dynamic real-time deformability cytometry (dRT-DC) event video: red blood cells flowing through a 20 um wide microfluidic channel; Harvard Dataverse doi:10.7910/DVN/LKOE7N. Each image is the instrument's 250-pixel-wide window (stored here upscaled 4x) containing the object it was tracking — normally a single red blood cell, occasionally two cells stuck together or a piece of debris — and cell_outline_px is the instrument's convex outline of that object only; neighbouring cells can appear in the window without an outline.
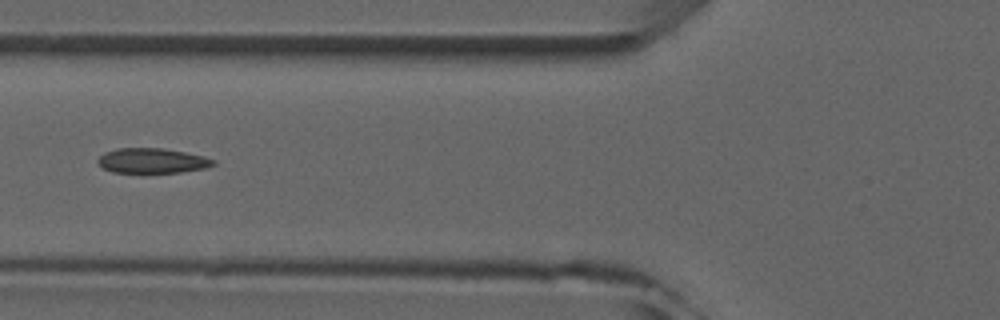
{"species": "common noctule bat (a hibernating species)", "species_latin": "Nyctalus noctula", "temperature_condition": "room temperature", "stored_images_in_passage": 7, "camera_frame_rate_fps": 3000, "um_per_image_px": 0.085, "animal": {"sex": "male", "forearm_length_mm": 52.5}, "frame": {"image": 1, "passage_image": 6, "time_ms": 6.0, "image_size_px": [1000, 320], "cell_outline_px": [[216, 164], [204, 168], [180, 172], [112, 172], [104, 168], [96, 160], [104, 152], [116, 148], [164, 148], [204, 156], [216, 160]], "centroid_in_image_um": [12.94, 13.65], "position_along_channel_um": 112.9, "area_um2": 16.7}}
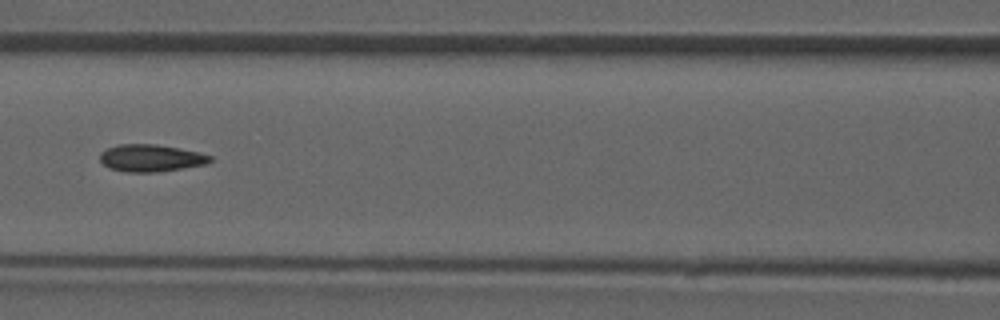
{"frame": {"image": 2, "passage_image": 7, "time_ms": 7.0, "image_size_px": [1000, 320], "cell_outline_px": [[212, 160], [208, 164], [156, 172], [124, 172], [108, 168], [100, 160], [100, 152], [108, 148], [120, 144], [156, 144], [200, 152], [212, 156]], "centroid_in_image_um": [12.83, 13.44], "position_along_channel_um": 153.8, "area_um2": 17.51}}